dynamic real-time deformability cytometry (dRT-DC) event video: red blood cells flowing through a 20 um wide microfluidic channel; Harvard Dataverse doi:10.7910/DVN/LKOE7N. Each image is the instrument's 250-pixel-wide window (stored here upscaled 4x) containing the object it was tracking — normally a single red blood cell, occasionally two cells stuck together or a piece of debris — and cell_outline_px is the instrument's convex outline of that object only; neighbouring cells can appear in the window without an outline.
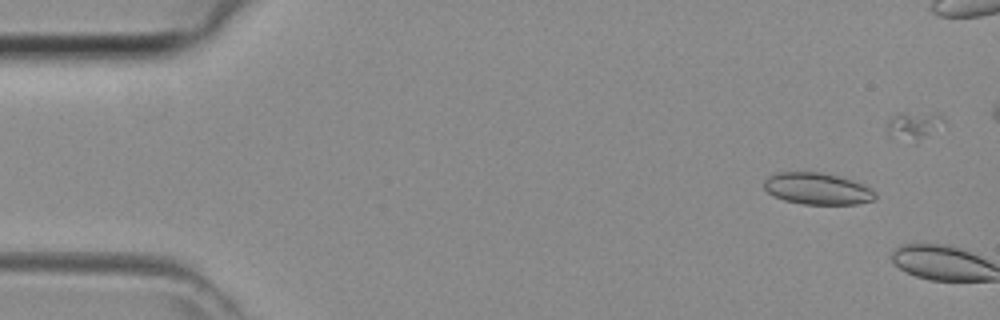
{"species": "common noctule bat (a hibernating species)", "species_latin": "Nyctalus noctula", "temperature_condition": "room temperature", "stored_images_in_passage": 5, "camera_frame_rate_fps": 3000, "um_per_image_px": 0.085, "animal": {"sex": "female", "body_mass_g": 29.2, "forearm_length_mm": 56.3}, "frame": {"image": 1, "passage_image": 4, "time_ms": 1.0, "image_size_px": [1000, 320], "cell_outline_px": [[876, 196], [872, 200], [856, 204], [804, 204], [784, 200], [772, 196], [764, 188], [764, 180], [768, 176], [776, 172], [820, 172], [852, 180], [864, 184], [872, 188], [876, 192]], "centroid_in_image_um": [69.46, 16.03], "position_along_channel_um": 15.5, "area_um2": 20.58}}